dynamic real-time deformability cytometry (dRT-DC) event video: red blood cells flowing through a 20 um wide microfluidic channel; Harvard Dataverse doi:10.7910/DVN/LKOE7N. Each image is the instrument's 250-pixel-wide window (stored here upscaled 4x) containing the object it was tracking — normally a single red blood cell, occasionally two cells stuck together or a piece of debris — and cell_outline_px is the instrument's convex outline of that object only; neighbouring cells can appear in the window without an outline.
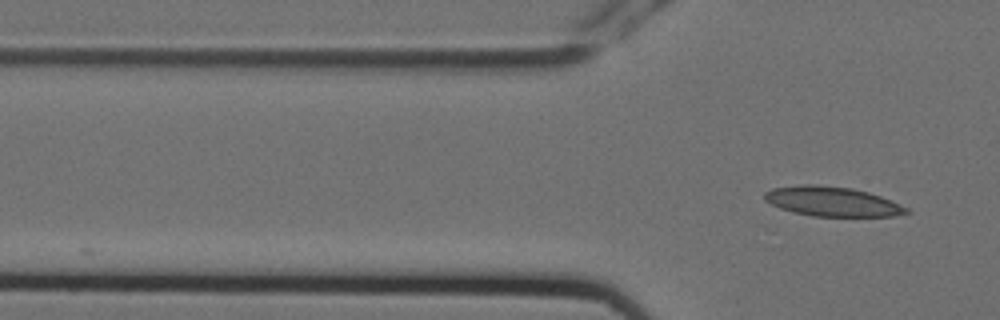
{"species": "Egyptian fruit bat (a non-hibernating species)", "species_latin": "Rousettus aegyptiacus", "temperature_condition": "cold", "stored_images_in_passage": 4, "camera_frame_rate_fps": 3000, "um_per_image_px": 0.085, "animal": {"sex": "female"}, "frame": {"image": 1, "passage_image": 4, "time_ms": 1.0, "image_size_px": [1000, 320], "cell_outline_px": [[912, 212], [892, 216], [812, 216], [792, 212], [780, 208], [764, 200], [764, 192], [772, 188], [804, 184], [816, 184], [852, 188], [868, 192], [880, 196], [900, 204], [908, 208]], "centroid_in_image_um": [70.72, 17.12], "position_along_channel_um": 55.1, "area_um2": 24.51}}